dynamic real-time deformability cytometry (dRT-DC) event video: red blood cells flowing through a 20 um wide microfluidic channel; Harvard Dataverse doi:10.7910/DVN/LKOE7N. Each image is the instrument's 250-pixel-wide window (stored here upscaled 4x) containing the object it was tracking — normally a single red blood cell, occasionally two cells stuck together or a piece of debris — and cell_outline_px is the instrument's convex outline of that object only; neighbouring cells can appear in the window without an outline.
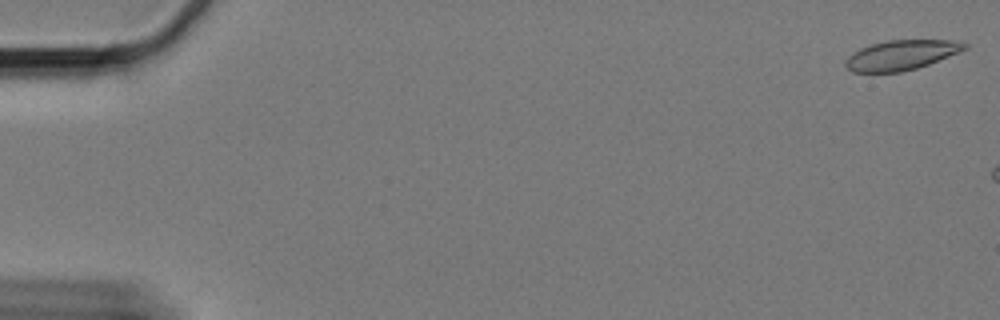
{"species": "Egyptian fruit bat (a non-hibernating species)", "species_latin": "Rousettus aegyptiacus", "temperature_condition": "cold", "stored_images_in_passage": 9, "camera_frame_rate_fps": 3000, "um_per_image_px": 0.085, "animal": {"sex": "female"}, "frame": {"image": 1, "passage_image": 1, "time_ms": 0.0, "image_size_px": [1000, 320], "cell_outline_px": [[968, 48], [960, 52], [928, 64], [916, 68], [900, 72], [852, 72], [844, 64], [844, 60], [852, 52], [860, 48], [872, 44], [888, 40], [956, 40], [968, 44]], "centroid_in_image_um": [76.6, 4.67], "position_along_channel_um": 8.4, "area_um2": 20.75}}